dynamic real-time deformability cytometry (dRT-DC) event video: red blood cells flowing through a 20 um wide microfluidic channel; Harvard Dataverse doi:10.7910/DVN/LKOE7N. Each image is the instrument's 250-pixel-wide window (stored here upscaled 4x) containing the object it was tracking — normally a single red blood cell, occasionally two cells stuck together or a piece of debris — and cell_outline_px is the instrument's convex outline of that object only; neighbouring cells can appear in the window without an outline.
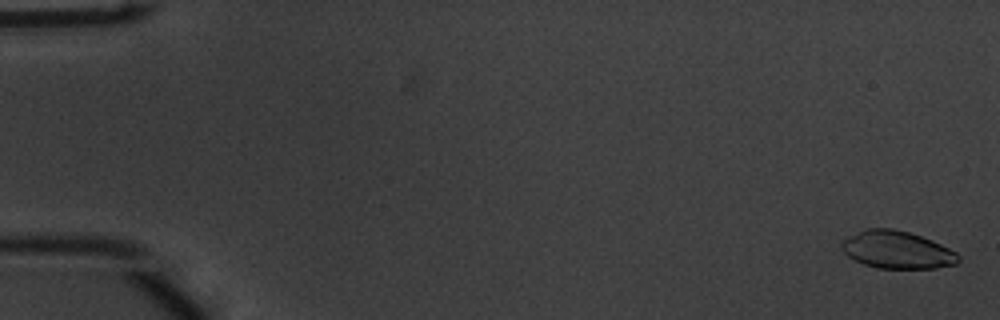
{"species": "common noctule bat (a hibernating species)", "species_latin": "Nyctalus noctula", "temperature_condition": "warm", "stored_images_in_passage": 55, "camera_frame_rate_fps": 3000, "um_per_image_px": 0.085, "animal": {"sex": "male", "body_mass_g": 20.1, "forearm_length_mm": 53.5}, "frame": {"image": 1, "passage_image": 2, "time_ms": 0.333, "image_size_px": [1000, 320], "cell_outline_px": [[960, 260], [956, 264], [936, 268], [876, 268], [864, 264], [848, 256], [844, 252], [840, 244], [844, 240], [864, 228], [892, 228], [908, 232], [932, 240], [956, 252], [960, 256]], "centroid_in_image_um": [76.26, 21.24], "position_along_channel_um": 8.7, "area_um2": 25.37}}
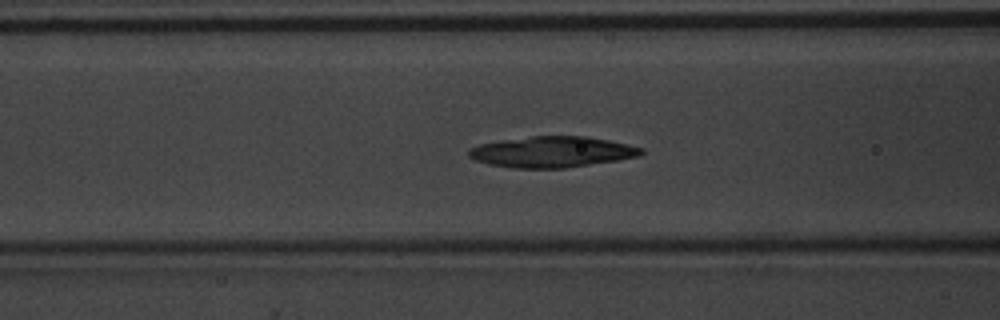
{"frame": {"image": 2, "passage_image": 23, "time_ms": 7.333, "image_size_px": [1000, 320], "cell_outline_px": [[644, 152], [640, 156], [616, 160], [564, 168], [512, 168], [488, 164], [476, 160], [468, 156], [468, 148], [480, 144], [504, 140], [532, 136], [584, 136], [608, 140], [644, 148]], "centroid_in_image_um": [46.91, 12.91], "position_along_channel_um": 119.7, "area_um2": 30.87}}
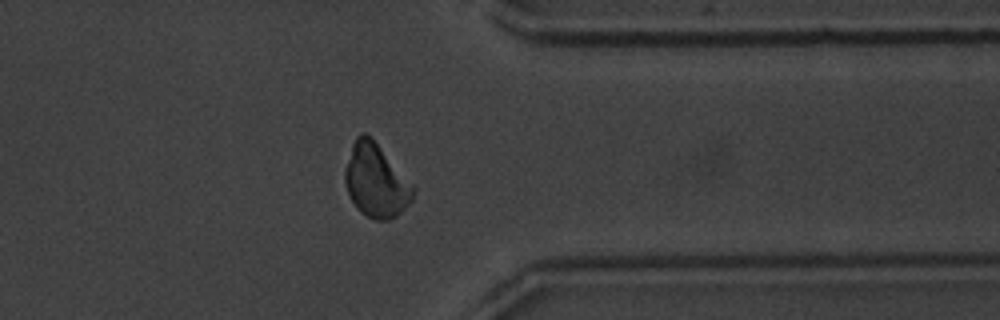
{"frame": {"image": 3, "passage_image": 44, "time_ms": 14.333, "image_size_px": [1000, 320], "cell_outline_px": [[416, 192], [412, 200], [396, 216], [388, 220], [376, 220], [360, 212], [352, 200], [344, 184], [344, 168], [352, 144], [356, 136], [360, 132], [364, 132], [376, 144], [416, 188]], "centroid_in_image_um": [31.93, 15.38], "position_along_channel_um": 379.5, "area_um2": 28.67}, "authors_computed_cell_mechanics": {"area_um2": 28.322, "velocity_mm_per_s": 3.791, "shape_relaxation_time_tau1_ms": 6.9896, "shape_relaxation_time_tau2_ms": 5.1386, "deformation_change_tau1": 0.3689, "deformation_change_tau2": 0.0623}}